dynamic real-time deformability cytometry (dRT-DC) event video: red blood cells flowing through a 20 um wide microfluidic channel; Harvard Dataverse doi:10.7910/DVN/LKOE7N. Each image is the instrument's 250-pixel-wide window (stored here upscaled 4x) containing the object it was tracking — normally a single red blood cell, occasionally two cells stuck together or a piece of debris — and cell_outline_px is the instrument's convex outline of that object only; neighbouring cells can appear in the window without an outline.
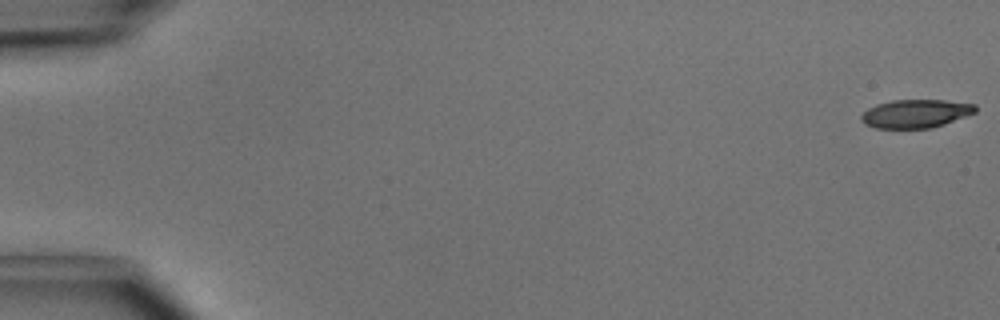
{"species": "common noctule bat (a hibernating species)", "species_latin": "Nyctalus noctula", "temperature_condition": "cold", "stored_images_in_passage": 50, "camera_frame_rate_fps": 3000, "um_per_image_px": 0.085, "animal": {"sex": "male", "body_mass_g": 15.6}, "frame": {"image": 1, "passage_image": 1, "time_ms": 0.0, "image_size_px": [1000, 320], "cell_outline_px": [[976, 112], [944, 124], [932, 128], [876, 128], [864, 124], [860, 120], [860, 116], [868, 108], [876, 104], [892, 100], [944, 100], [976, 104]], "centroid_in_image_um": [77.81, 9.66], "position_along_channel_um": 7.2, "area_um2": 18.9}}
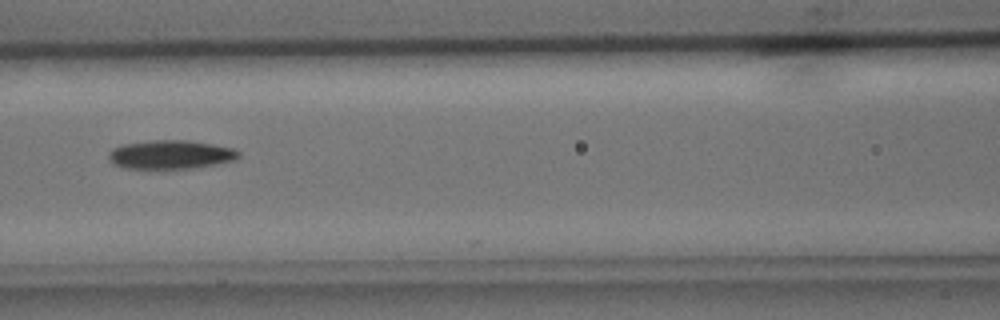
{"frame": {"image": 2, "passage_image": 23, "time_ms": 7.333, "image_size_px": [1000, 320], "cell_outline_px": [[240, 156], [236, 160], [216, 164], [192, 168], [124, 168], [112, 164], [108, 160], [108, 152], [112, 148], [124, 144], [152, 140], [188, 140], [212, 144], [232, 148], [240, 152]], "centroid_in_image_um": [14.48, 13.14], "position_along_channel_um": 152.1, "area_um2": 21.85}}
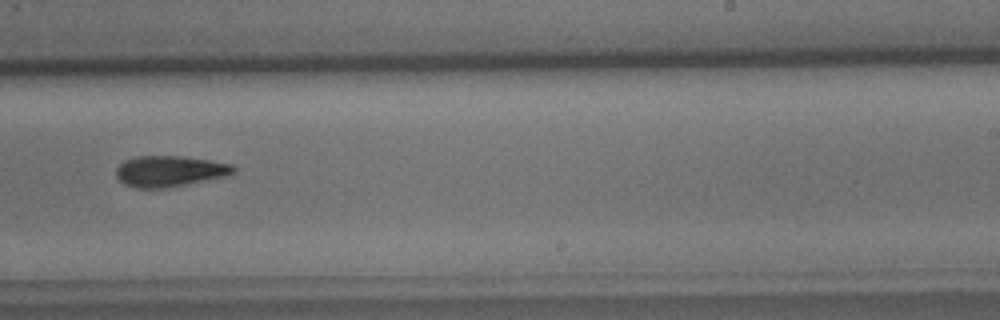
{"frame": {"image": 3, "passage_image": 32, "time_ms": 10.333, "image_size_px": [1000, 320], "cell_outline_px": [[236, 172], [224, 176], [168, 188], [136, 188], [124, 184], [116, 176], [116, 168], [124, 160], [136, 156], [184, 156], [212, 160], [232, 164], [236, 168]], "centroid_in_image_um": [14.41, 14.54], "position_along_channel_um": 274.6, "area_um2": 21.27}, "authors_computed_cell_mechanics": {"area_um2": 20.6635, "velocity_mm_per_s": 4.0939, "shape_relaxation_time_tau1_ms": 3.5082, "shape_relaxation_time_tau2_ms": 10.3731, "deformation_change_tau1": 0.1389, "deformation_change_tau2": 0.2492}}